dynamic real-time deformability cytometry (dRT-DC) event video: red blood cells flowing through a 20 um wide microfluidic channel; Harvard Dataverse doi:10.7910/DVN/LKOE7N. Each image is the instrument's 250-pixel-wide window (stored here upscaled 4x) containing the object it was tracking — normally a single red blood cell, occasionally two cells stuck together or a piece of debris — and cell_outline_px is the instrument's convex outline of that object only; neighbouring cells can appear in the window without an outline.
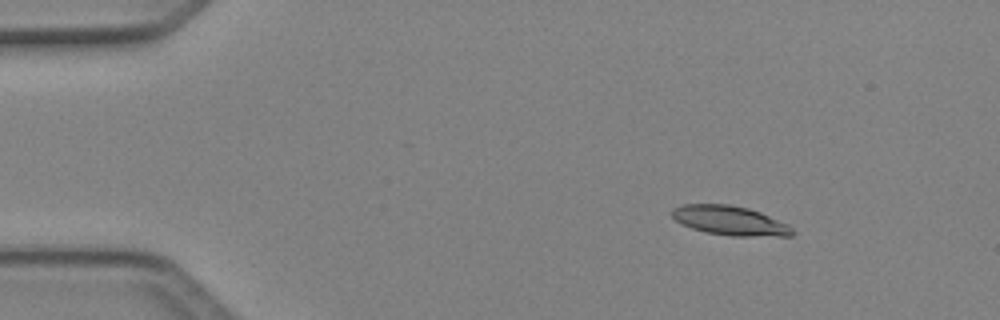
{"species": "Egyptian fruit bat (a non-hibernating species)", "species_latin": "Rousettus aegyptiacus", "temperature_condition": "cold", "stored_images_in_passage": 5, "camera_frame_rate_fps": 3000, "um_per_image_px": 0.085, "animal": {"sex": "female"}, "frame": {"image": 1, "passage_image": 2, "time_ms": 0.333, "image_size_px": [1000, 320], "cell_outline_px": [[796, 232], [792, 236], [732, 236], [704, 232], [692, 228], [676, 220], [672, 216], [672, 208], [684, 204], [728, 204], [748, 208], [760, 212], [788, 224]], "centroid_in_image_um": [62.07, 18.75], "position_along_channel_um": 22.9, "area_um2": 20.58}}
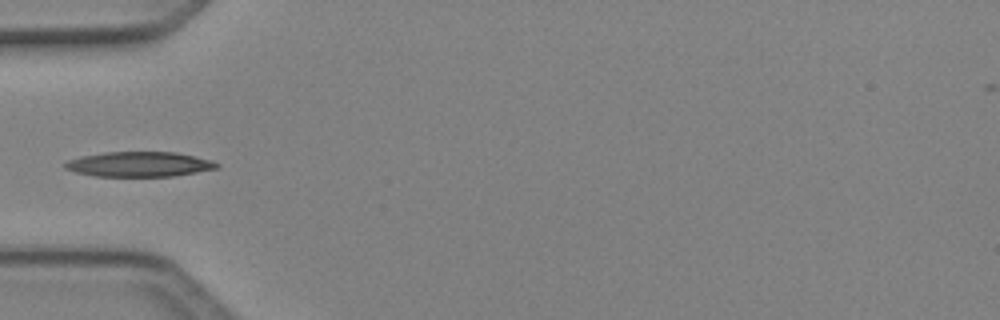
{"frame": {"image": 2, "passage_image": 5, "time_ms": 1.333, "image_size_px": [1000, 320], "cell_outline_px": [[220, 168], [176, 176], [96, 176], [76, 172], [64, 168], [64, 160], [80, 156], [104, 152], [176, 152], [212, 160], [220, 164]], "centroid_in_image_um": [11.84, 13.96], "position_along_channel_um": 73.2, "area_um2": 22.31}}